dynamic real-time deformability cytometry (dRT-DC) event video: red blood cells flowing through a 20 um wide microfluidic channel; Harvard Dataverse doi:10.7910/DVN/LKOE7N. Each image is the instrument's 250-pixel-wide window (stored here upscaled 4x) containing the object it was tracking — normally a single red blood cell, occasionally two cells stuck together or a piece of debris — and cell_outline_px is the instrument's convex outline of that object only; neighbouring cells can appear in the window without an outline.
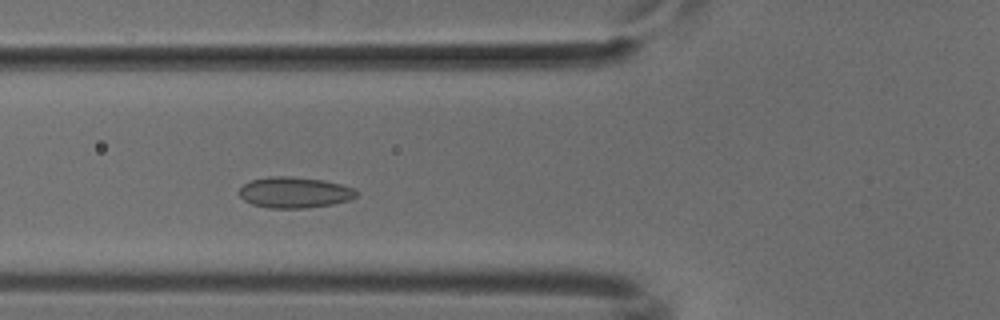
{"species": "common noctule bat (a hibernating species)", "species_latin": "Nyctalus noctula", "temperature_condition": "cold", "stored_images_in_passage": 46, "camera_frame_rate_fps": 3000, "um_per_image_px": 0.085, "animal": {"sex": "male", "body_mass_g": 18.8}, "frame": {"image": 1, "passage_image": 14, "time_ms": 4.333, "image_size_px": [1000, 320], "cell_outline_px": [[360, 192], [356, 196], [348, 200], [332, 204], [304, 208], [268, 208], [252, 204], [244, 200], [236, 192], [244, 184], [252, 180], [268, 176], [288, 176], [324, 180], [356, 188]], "centroid_in_image_um": [25.03, 16.35], "position_along_channel_um": 100.8, "area_um2": 21.27}}
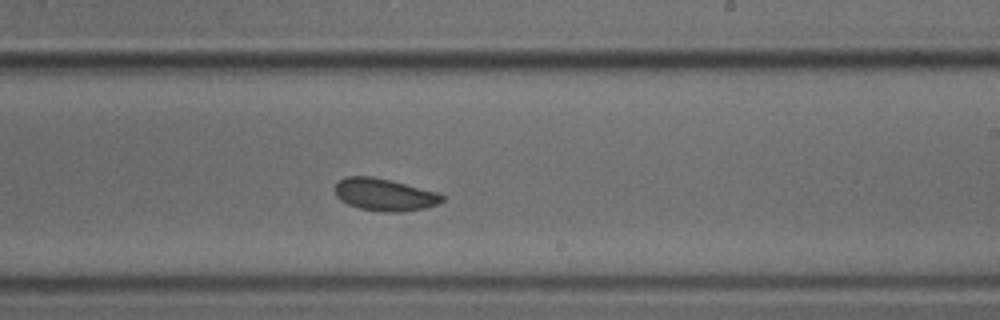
{"frame": {"image": 2, "passage_image": 26, "time_ms": 8.333, "image_size_px": [1000, 320], "cell_outline_px": [[444, 200], [436, 204], [424, 208], [404, 212], [384, 212], [360, 208], [348, 204], [340, 200], [336, 196], [332, 188], [340, 180], [348, 176], [372, 176], [440, 192], [444, 196]], "centroid_in_image_um": [32.68, 16.54], "position_along_channel_um": 256.3, "area_um2": 20.29}}
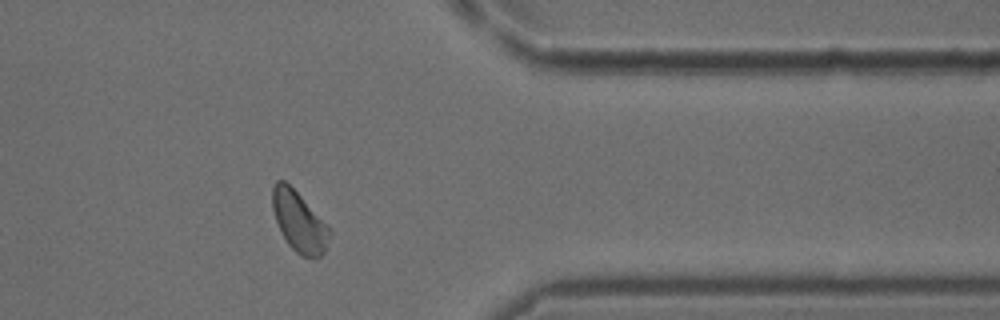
{"frame": {"image": 3, "passage_image": 37, "time_ms": 12.0, "image_size_px": [1000, 320], "cell_outline_px": [[332, 232], [324, 252], [316, 260], [312, 260], [296, 252], [288, 244], [280, 232], [272, 208], [272, 188], [276, 180], [284, 180], [300, 196]], "centroid_in_image_um": [25.4, 18.88], "position_along_channel_um": 386.0, "area_um2": 19.77}}